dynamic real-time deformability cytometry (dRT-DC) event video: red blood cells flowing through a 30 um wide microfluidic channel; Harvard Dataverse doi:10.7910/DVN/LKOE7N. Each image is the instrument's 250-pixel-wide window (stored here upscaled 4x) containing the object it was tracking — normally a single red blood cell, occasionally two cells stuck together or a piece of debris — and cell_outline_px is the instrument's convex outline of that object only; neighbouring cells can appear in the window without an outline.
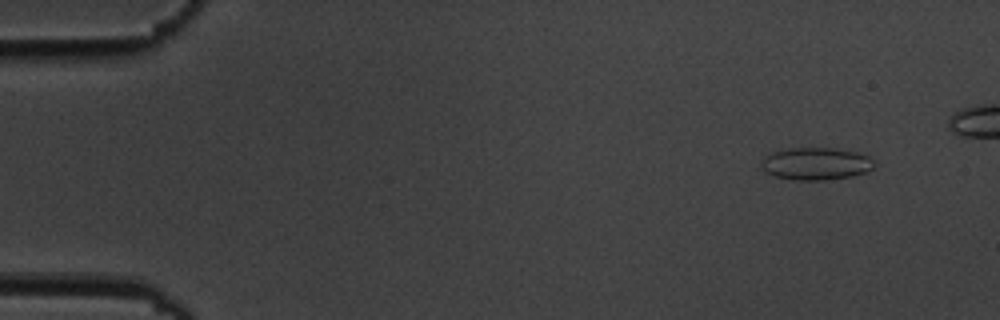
{"species": "common noctule bat (a hibernating species)", "species_latin": "Nyctalus noctula", "temperature_condition": "cold", "stored_images_in_passage": 6, "camera_frame_rate_fps": 3000, "um_per_image_px": 0.085, "animal": {"sex": "male", "body_mass_g": 19.5, "forearm_length_mm": 54.6}, "frame": {"image": 1, "passage_image": 2, "time_ms": 1.0, "image_size_px": [1000, 320], "cell_outline_px": [[876, 164], [872, 168], [864, 172], [852, 176], [824, 180], [796, 180], [776, 176], [764, 172], [760, 164], [764, 156], [772, 152], [788, 148], [836, 148], [856, 152], [868, 156]], "centroid_in_image_um": [69.32, 13.91], "position_along_channel_um": 15.7, "area_um2": 21.33}}